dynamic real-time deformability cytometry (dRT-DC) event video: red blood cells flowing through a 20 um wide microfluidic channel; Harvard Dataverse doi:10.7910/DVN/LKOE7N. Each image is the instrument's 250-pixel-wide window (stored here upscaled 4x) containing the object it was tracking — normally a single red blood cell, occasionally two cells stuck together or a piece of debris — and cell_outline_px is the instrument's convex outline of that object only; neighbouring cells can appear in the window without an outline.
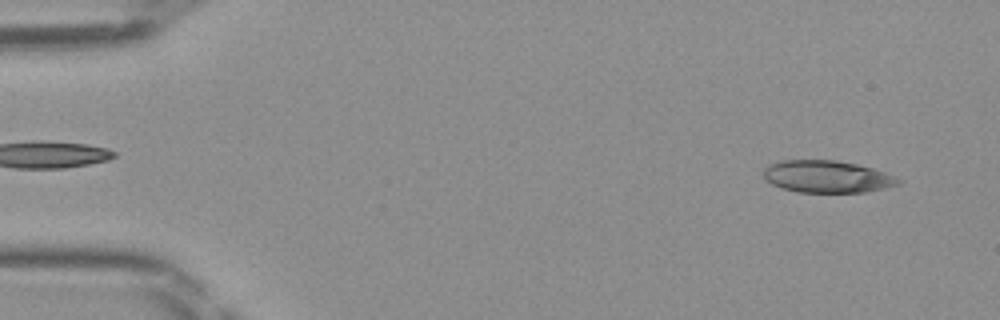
{"species": "Egyptian fruit bat (a non-hibernating species)", "species_latin": "Rousettus aegyptiacus", "temperature_condition": "room temperature", "stored_images_in_passage": 46, "camera_frame_rate_fps": 3000, "um_per_image_px": 0.085, "frame": {"image": 1, "passage_image": 3, "time_ms": 0.667, "image_size_px": [1000, 320], "cell_outline_px": [[904, 180], [900, 184], [884, 188], [864, 192], [796, 192], [772, 184], [764, 176], [764, 168], [768, 164], [780, 160], [836, 160], [856, 164], [872, 168], [896, 176]], "centroid_in_image_um": [70.32, 15.0], "position_along_channel_um": 14.7, "area_um2": 25.26}}
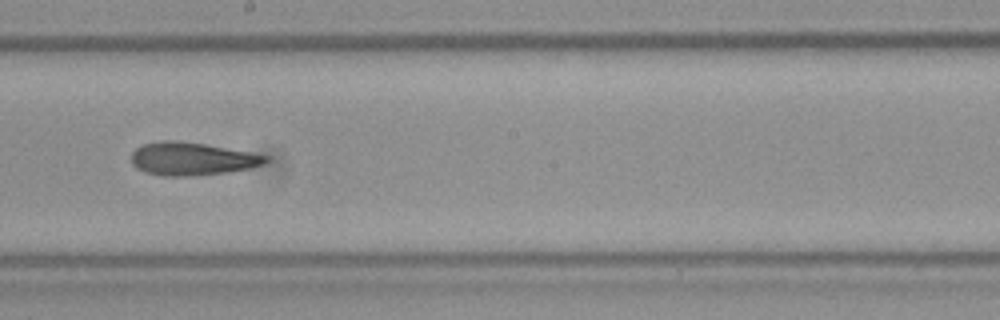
{"frame": {"image": 2, "passage_image": 26, "time_ms": 8.333, "image_size_px": [1000, 320], "cell_outline_px": [[272, 160], [264, 164], [248, 168], [228, 172], [188, 176], [164, 176], [144, 172], [136, 168], [132, 164], [132, 152], [136, 148], [144, 144], [160, 140], [176, 140], [204, 144], [248, 152], [268, 156]], "centroid_in_image_um": [16.3, 13.5], "position_along_channel_um": 231.9, "area_um2": 25.72}}
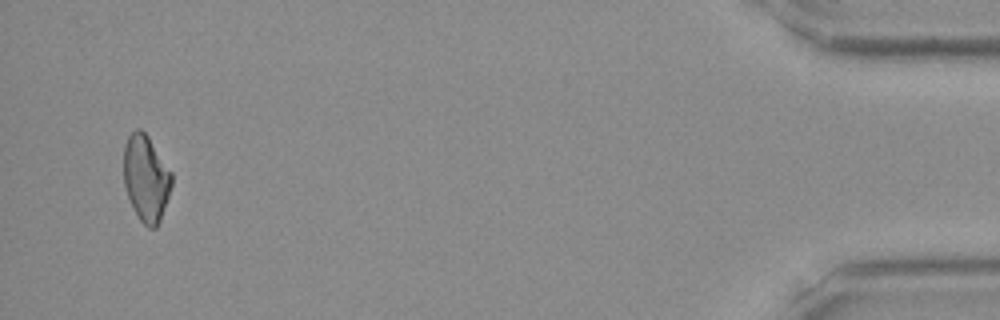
{"frame": {"image": 3, "passage_image": 45, "time_ms": 14.667, "image_size_px": [1000, 320], "cell_outline_px": [[172, 184], [160, 220], [156, 228], [148, 228], [140, 220], [132, 208], [124, 184], [124, 144], [128, 136], [136, 128], [140, 128], [148, 136], [172, 172]], "centroid_in_image_um": [12.4, 15.14], "position_along_channel_um": 422.8, "area_um2": 24.1}}